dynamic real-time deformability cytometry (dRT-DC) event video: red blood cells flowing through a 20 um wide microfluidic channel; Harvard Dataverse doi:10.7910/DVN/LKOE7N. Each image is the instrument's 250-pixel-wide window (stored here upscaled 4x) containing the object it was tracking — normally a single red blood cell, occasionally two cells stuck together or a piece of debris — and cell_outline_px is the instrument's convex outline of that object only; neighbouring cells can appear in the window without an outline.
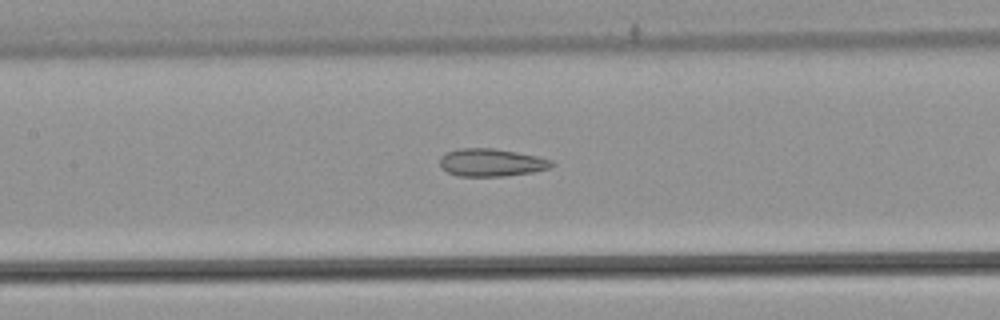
{"species": "common noctule bat (a hibernating species)", "species_latin": "Nyctalus noctula", "temperature_condition": "warm", "stored_images_in_passage": 27, "camera_frame_rate_fps": 3000, "um_per_image_px": 0.085, "animal": {"sex": "male", "body_mass_g": 21.5, "forearm_length_mm": 52.0}, "frame": {"image": 1, "passage_image": 16, "time_ms": 5.0, "image_size_px": [1000, 320], "cell_outline_px": [[556, 164], [548, 168], [532, 172], [504, 176], [460, 176], [448, 172], [440, 168], [440, 156], [444, 152], [460, 148], [492, 148], [516, 152], [536, 156], [552, 160]], "centroid_in_image_um": [41.73, 13.81], "position_along_channel_um": 165.7, "area_um2": 18.09}}
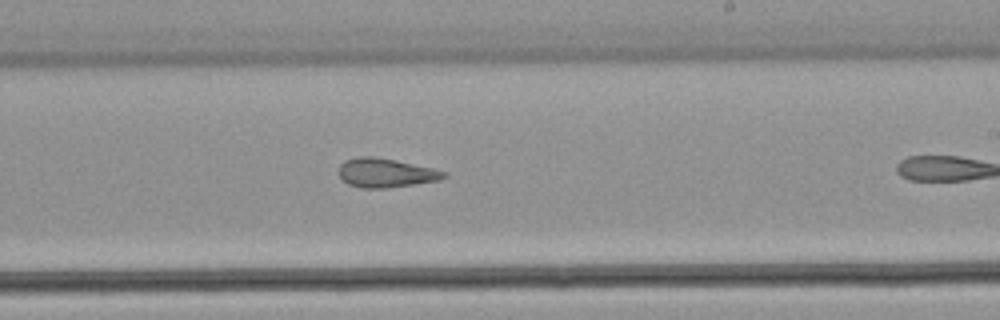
{"frame": {"image": 2, "passage_image": 23, "time_ms": 7.333, "image_size_px": [1000, 320], "cell_outline_px": [[448, 176], [440, 180], [388, 188], [360, 188], [348, 184], [340, 176], [340, 164], [344, 160], [356, 156], [376, 156], [396, 160], [432, 168], [448, 172]], "centroid_in_image_um": [32.8, 14.68], "position_along_channel_um": 256.2, "area_um2": 17.92}}